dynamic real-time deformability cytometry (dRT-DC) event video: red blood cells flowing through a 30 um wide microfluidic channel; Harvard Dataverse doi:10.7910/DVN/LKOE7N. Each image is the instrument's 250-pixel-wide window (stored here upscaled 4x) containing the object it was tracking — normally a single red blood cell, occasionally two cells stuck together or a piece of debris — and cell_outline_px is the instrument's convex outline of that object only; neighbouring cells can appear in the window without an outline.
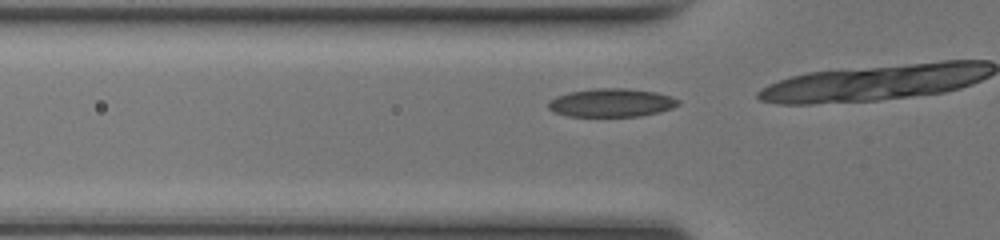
{"species": "common noctule bat (a hibernating species)", "species_latin": "Nyctalus noctula", "temperature_condition": "room temperature", "stored_images_in_passage": 16, "camera_frame_rate_fps": 3000, "um_per_image_px": 0.085, "animal": {"sex": "female", "body_mass_g": 17.0, "forearm_length_mm": 48.0}, "frame": {"image": 1, "passage_image": 8, "time_ms": 2.333, "image_size_px": [1000, 240], "cell_outline_px": [[680, 104], [672, 108], [660, 112], [640, 116], [568, 116], [556, 112], [548, 108], [548, 100], [556, 96], [572, 92], [596, 88], [624, 88], [656, 92], [680, 100]], "centroid_in_image_um": [51.98, 8.73], "position_along_channel_um": 73.8, "area_um2": 21.33}}
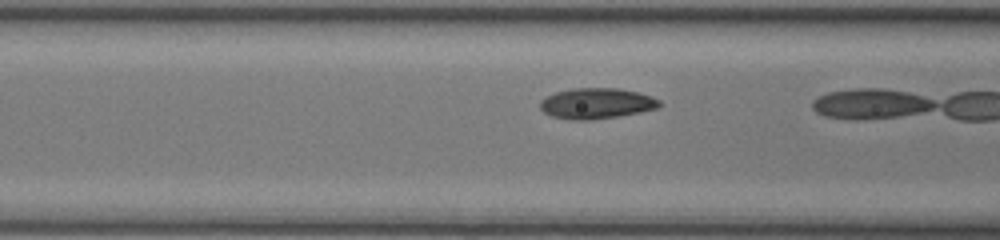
{"frame": {"image": 2, "passage_image": 11, "time_ms": 3.333, "image_size_px": [1000, 240], "cell_outline_px": [[660, 104], [656, 108], [640, 112], [616, 116], [588, 120], [572, 120], [552, 116], [544, 112], [540, 108], [540, 100], [556, 92], [572, 88], [616, 88], [636, 92], [652, 96], [660, 100]], "centroid_in_image_um": [50.68, 8.78], "position_along_channel_um": 115.9, "area_um2": 21.1}}